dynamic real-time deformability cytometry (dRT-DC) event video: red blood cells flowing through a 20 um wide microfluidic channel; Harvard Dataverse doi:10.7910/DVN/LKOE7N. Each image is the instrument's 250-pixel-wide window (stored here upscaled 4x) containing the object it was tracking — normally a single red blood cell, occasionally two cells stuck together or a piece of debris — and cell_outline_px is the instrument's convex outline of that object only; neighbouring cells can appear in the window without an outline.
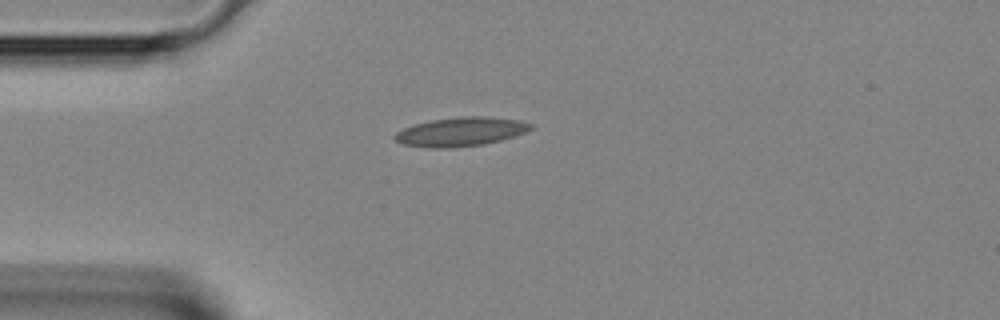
{"species": "Egyptian fruit bat (a non-hibernating species)", "species_latin": "Rousettus aegyptiacus", "temperature_condition": "room temperature", "stored_images_in_passage": 11, "camera_frame_rate_fps": 3000, "um_per_image_px": 0.085, "animal": {"sex": "female"}, "frame": {"image": 1, "passage_image": 1, "time_ms": 0.0, "image_size_px": [1000, 320], "cell_outline_px": [[536, 128], [500, 140], [484, 144], [452, 148], [432, 148], [404, 144], [396, 140], [392, 136], [396, 132], [404, 128], [416, 124], [432, 120], [460, 116], [484, 116], [520, 120], [536, 124]], "centroid_in_image_um": [39.21, 11.19], "position_along_channel_um": 45.8, "area_um2": 22.95}}
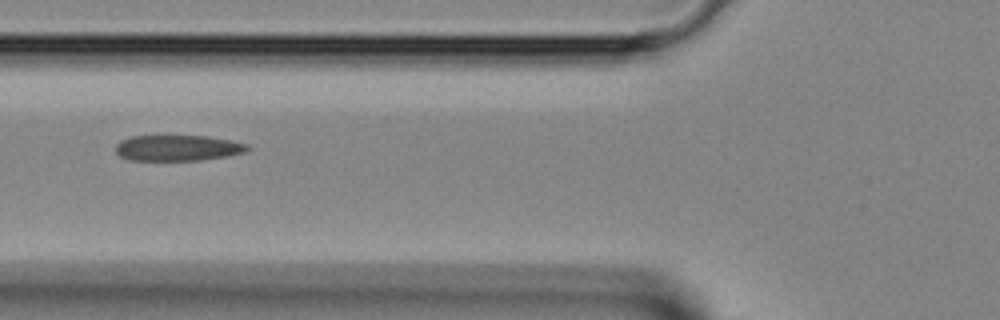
{"frame": {"image": 2, "passage_image": 6, "time_ms": 1.667, "image_size_px": [1000, 320], "cell_outline_px": [[248, 148], [244, 152], [224, 156], [200, 160], [128, 160], [120, 156], [116, 152], [116, 144], [120, 140], [132, 136], [208, 136], [232, 140], [248, 144]], "centroid_in_image_um": [15.07, 12.57], "position_along_channel_um": 110.7, "area_um2": 19.71}}
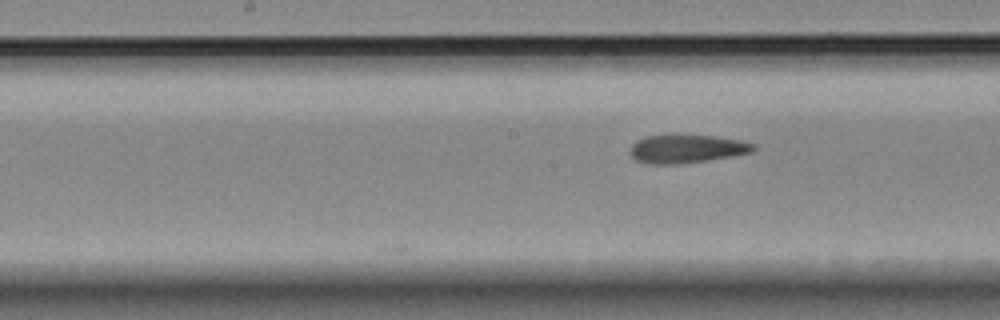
{"frame": {"image": 3, "passage_image": 11, "time_ms": 3.333, "image_size_px": [1000, 320], "cell_outline_px": [[756, 148], [752, 152], [732, 156], [676, 164], [648, 164], [636, 160], [628, 152], [632, 144], [636, 140], [644, 136], [672, 132], [712, 136], [740, 140], [756, 144]], "centroid_in_image_um": [58.3, 12.6], "position_along_channel_um": 189.9, "area_um2": 21.04}}